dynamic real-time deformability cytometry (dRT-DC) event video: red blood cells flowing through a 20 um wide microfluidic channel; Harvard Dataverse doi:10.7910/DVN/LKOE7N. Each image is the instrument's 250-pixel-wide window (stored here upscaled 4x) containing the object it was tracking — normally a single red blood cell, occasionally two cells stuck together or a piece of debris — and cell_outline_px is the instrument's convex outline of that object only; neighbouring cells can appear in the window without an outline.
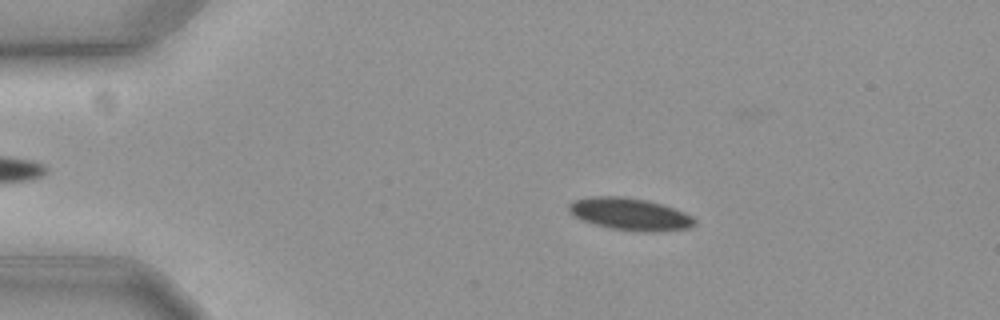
{"species": "common noctule bat (a hibernating species)", "species_latin": "Nyctalus noctula", "temperature_condition": "cold", "stored_images_in_passage": 11, "camera_frame_rate_fps": 3000, "um_per_image_px": 0.085, "animal": {"sex": "female", "body_mass_g": 19.3, "forearm_length_mm": 54.1}, "frame": {"image": 1, "passage_image": 11, "time_ms": 3.333, "image_size_px": [1000, 320], "cell_outline_px": [[696, 224], [688, 228], [656, 232], [640, 232], [612, 228], [596, 224], [584, 220], [568, 212], [568, 204], [572, 200], [588, 196], [624, 196], [644, 200], [660, 204], [684, 212], [692, 216], [696, 220]], "centroid_in_image_um": [53.53, 18.19], "position_along_channel_um": 31.5, "area_um2": 23.52}}